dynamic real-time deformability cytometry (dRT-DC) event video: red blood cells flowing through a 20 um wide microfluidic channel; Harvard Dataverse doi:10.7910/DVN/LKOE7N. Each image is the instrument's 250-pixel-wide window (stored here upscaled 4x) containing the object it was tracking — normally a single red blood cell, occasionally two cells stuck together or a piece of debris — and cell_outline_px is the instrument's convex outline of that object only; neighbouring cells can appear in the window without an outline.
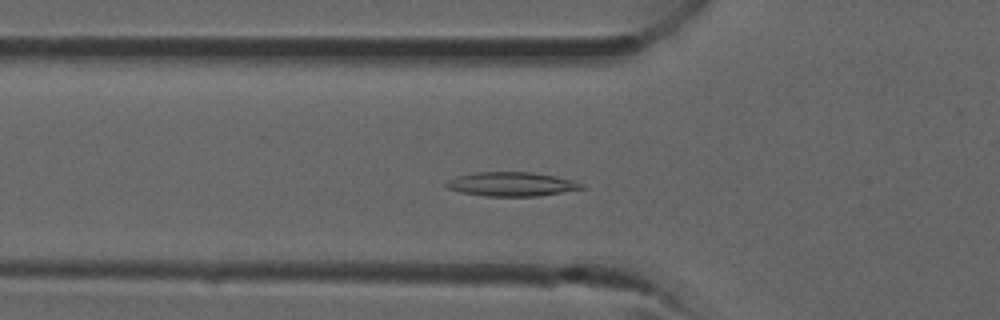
{"species": "common noctule bat (a hibernating species)", "species_latin": "Nyctalus noctula", "temperature_condition": "room temperature", "stored_images_in_passage": 32, "camera_frame_rate_fps": 3000, "um_per_image_px": 0.085, "animal": {"sex": "male", "forearm_length_mm": 52.5}, "frame": {"image": 1, "passage_image": 8, "time_ms": 2.333, "image_size_px": [1000, 320], "cell_outline_px": [[584, 188], [536, 196], [488, 196], [460, 192], [448, 188], [444, 184], [448, 180], [456, 176], [472, 172], [532, 172], [556, 176], [572, 180], [584, 184]], "centroid_in_image_um": [43.44, 15.64], "position_along_channel_um": 82.4, "area_um2": 18.9}}
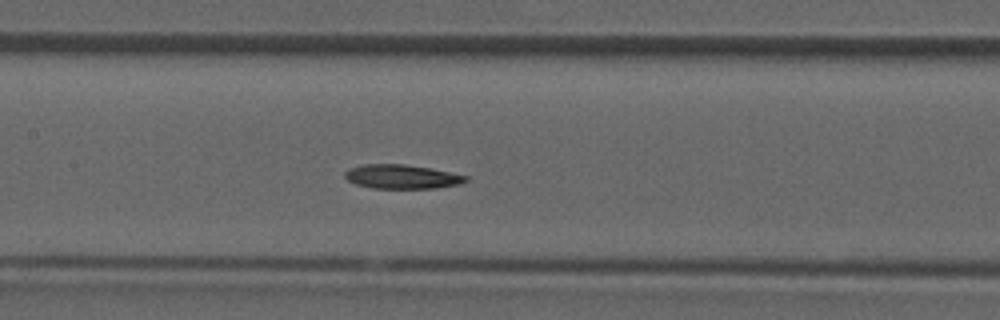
{"frame": {"image": 2, "passage_image": 13, "time_ms": 4.0, "image_size_px": [1000, 320], "cell_outline_px": [[468, 180], [460, 184], [436, 188], [372, 188], [356, 184], [348, 180], [344, 176], [344, 172], [348, 168], [364, 164], [404, 164], [432, 168], [468, 176]], "centroid_in_image_um": [34.15, 15.01], "position_along_channel_um": 173.2, "area_um2": 17.05}}
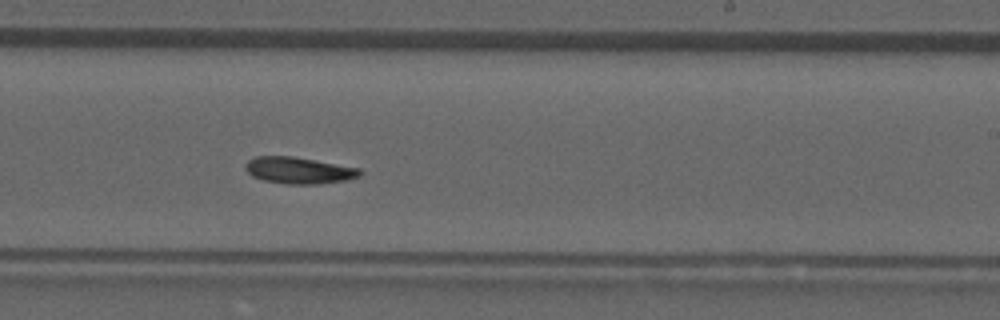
{"frame": {"image": 3, "passage_image": 18, "time_ms": 5.667, "image_size_px": [1000, 320], "cell_outline_px": [[360, 176], [344, 180], [316, 184], [288, 184], [264, 180], [252, 176], [244, 168], [244, 164], [248, 160], [256, 156], [292, 156], [360, 168]], "centroid_in_image_um": [25.35, 14.47], "position_along_channel_um": 263.6, "area_um2": 17.57}}